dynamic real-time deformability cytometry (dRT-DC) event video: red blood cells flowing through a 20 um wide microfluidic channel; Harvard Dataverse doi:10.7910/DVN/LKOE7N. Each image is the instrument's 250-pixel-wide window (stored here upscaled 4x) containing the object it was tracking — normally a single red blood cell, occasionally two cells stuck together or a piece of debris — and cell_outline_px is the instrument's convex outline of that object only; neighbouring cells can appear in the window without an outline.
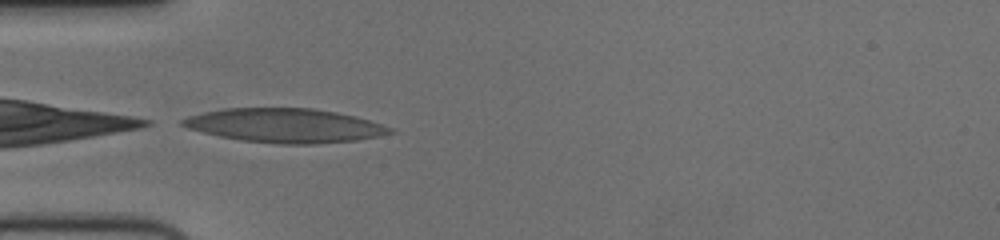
{"species": "human", "species_latin": "Homo sapiens", "temperature_condition": "cold", "stored_images_in_passage": 37, "camera_frame_rate_fps": 3000, "um_per_image_px": 0.085, "donor": {"sex": "female"}, "frame": {"image": 1, "passage_image": 1, "time_ms": 0.0, "image_size_px": [1000, 240], "cell_outline_px": [[396, 132], [380, 136], [356, 140], [312, 144], [280, 144], [240, 140], [220, 136], [188, 128], [180, 124], [180, 120], [188, 116], [204, 112], [224, 108], [312, 108], [336, 112], [356, 116], [392, 128]], "centroid_in_image_um": [24.22, 10.67], "position_along_channel_um": 60.8, "area_um2": 41.04}}
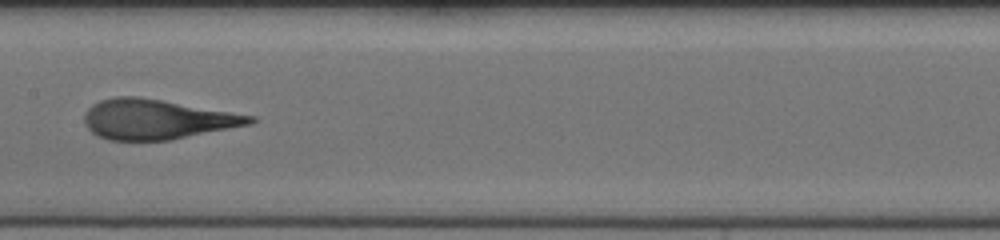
{"frame": {"image": 2, "passage_image": 12, "time_ms": 3.667, "image_size_px": [1000, 240], "cell_outline_px": [[256, 120], [252, 124], [172, 140], [108, 140], [96, 136], [88, 128], [84, 120], [84, 116], [88, 108], [92, 104], [100, 100], [116, 96], [136, 96], [256, 116]], "centroid_in_image_um": [13.33, 10.15], "position_along_channel_um": 194.1, "area_um2": 38.44}}
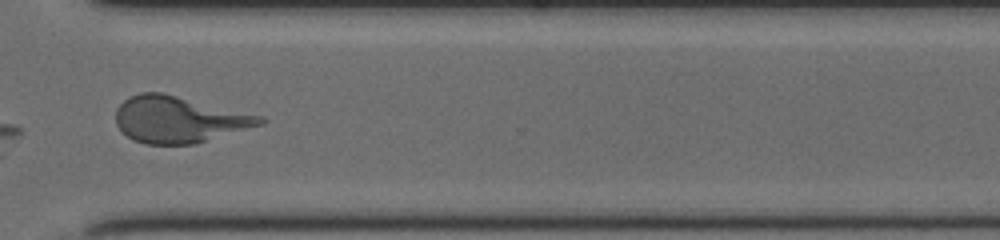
{"frame": {"image": 3, "passage_image": 25, "time_ms": 8.0, "image_size_px": [1000, 240], "cell_outline_px": [[268, 120], [264, 124], [196, 144], [144, 144], [132, 140], [116, 124], [116, 108], [128, 96], [140, 92], [164, 92], [264, 116]], "centroid_in_image_um": [15.24, 10.14], "position_along_channel_um": 355.4, "area_um2": 39.54}}